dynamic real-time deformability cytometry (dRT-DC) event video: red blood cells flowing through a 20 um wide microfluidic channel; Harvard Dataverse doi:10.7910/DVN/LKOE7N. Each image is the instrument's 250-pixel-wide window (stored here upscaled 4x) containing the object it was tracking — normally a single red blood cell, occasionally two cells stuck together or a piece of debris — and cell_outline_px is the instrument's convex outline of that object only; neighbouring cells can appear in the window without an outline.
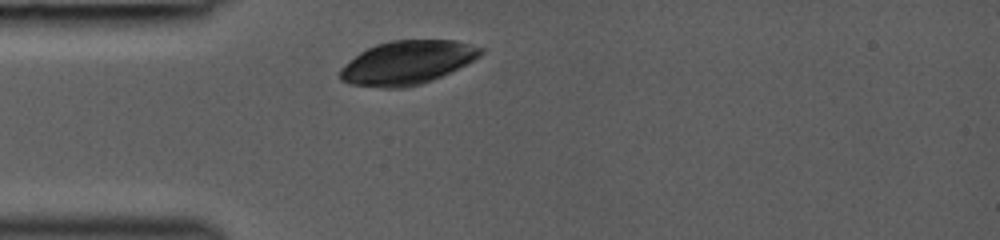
{"species": "common noctule bat (a hibernating species)", "species_latin": "Nyctalus noctula", "temperature_condition": "room temperature", "stored_images_in_passage": 1, "camera_frame_rate_fps": 3000, "um_per_image_px": 0.085, "animal": {"sex": "female", "body_mass_g": 19.0, "forearm_length_mm": 53.3}, "frame": {"image": 1, "passage_image": 1, "time_ms": 0.0, "image_size_px": [1000, 240], "cell_outline_px": [[484, 52], [480, 56], [432, 80], [420, 84], [404, 88], [380, 88], [348, 84], [340, 80], [340, 68], [344, 64], [360, 52], [376, 44], [392, 40], [452, 40], [484, 48]], "centroid_in_image_um": [34.55, 5.33], "position_along_channel_um": 50.4, "area_um2": 35.55}}